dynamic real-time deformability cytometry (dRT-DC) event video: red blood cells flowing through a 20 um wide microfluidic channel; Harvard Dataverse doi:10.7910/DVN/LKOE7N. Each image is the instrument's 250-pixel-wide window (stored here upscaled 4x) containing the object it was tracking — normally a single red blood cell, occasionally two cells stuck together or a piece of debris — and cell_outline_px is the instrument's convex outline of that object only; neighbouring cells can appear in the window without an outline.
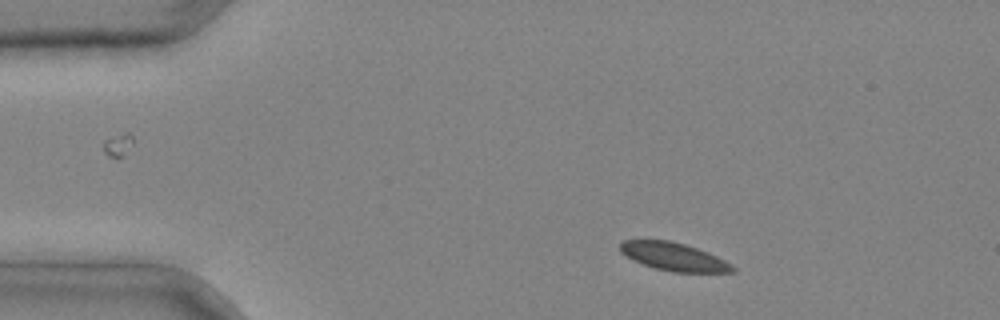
{"species": "common noctule bat (a hibernating species)", "species_latin": "Nyctalus noctula", "temperature_condition": "cold", "stored_images_in_passage": 3, "segment_of_instrument_passage": [1, 2], "camera_frame_rate_fps": 3000, "um_per_image_px": 0.085, "animal": {"sex": "male", "body_mass_g": 20.4}, "frame": {"image": 1, "passage_image": 1, "time_ms": 0.0, "image_size_px": [1000, 320], "cell_outline_px": [[736, 272], [672, 272], [656, 268], [632, 260], [620, 252], [620, 240], [668, 240], [684, 244], [708, 252], [732, 264], [736, 268]], "centroid_in_image_um": [57.27, 21.82], "position_along_channel_um": 27.7, "area_um2": 18.32}}